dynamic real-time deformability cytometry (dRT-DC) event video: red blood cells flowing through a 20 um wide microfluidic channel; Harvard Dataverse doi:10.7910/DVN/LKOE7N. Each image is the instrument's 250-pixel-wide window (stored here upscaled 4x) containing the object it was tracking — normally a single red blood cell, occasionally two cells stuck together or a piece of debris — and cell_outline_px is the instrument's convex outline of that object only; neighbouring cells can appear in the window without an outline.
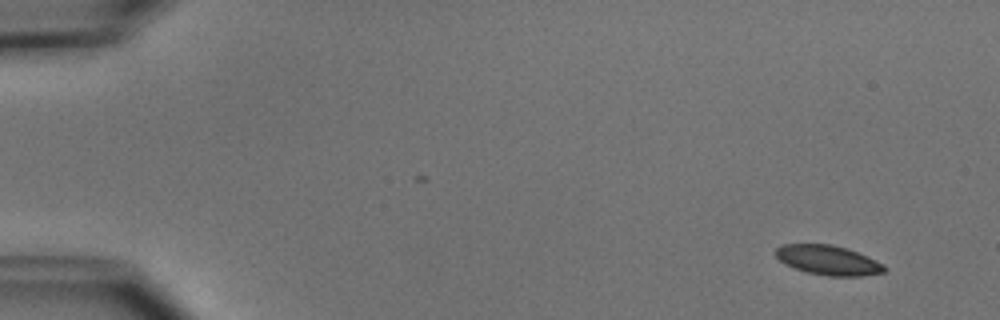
{"species": "common noctule bat (a hibernating species)", "species_latin": "Nyctalus noctula", "temperature_condition": "cold", "stored_images_in_passage": 5, "camera_frame_rate_fps": 3000, "um_per_image_px": 0.085, "animal": {"sex": "male", "body_mass_g": 15.6}, "frame": {"image": 1, "passage_image": 1, "time_ms": 0.0, "image_size_px": [1000, 320], "cell_outline_px": [[888, 268], [884, 272], [864, 276], [828, 276], [808, 272], [784, 264], [776, 256], [776, 248], [780, 244], [832, 244], [848, 248], [884, 264]], "centroid_in_image_um": [70.41, 22.11], "position_along_channel_um": 14.6, "area_um2": 18.79}}
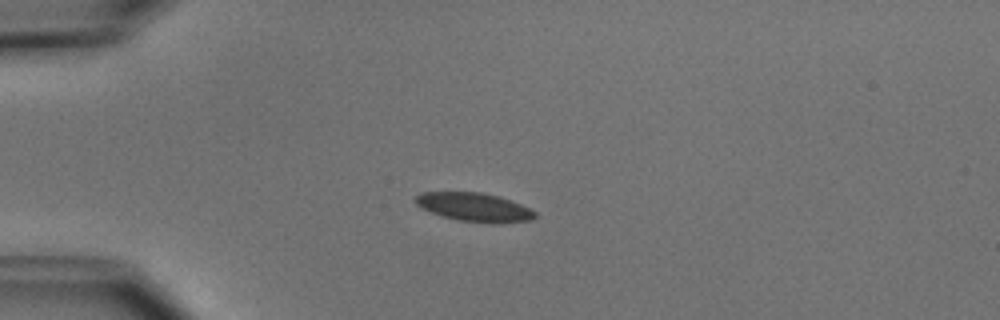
{"frame": {"image": 2, "passage_image": 4, "time_ms": 3.333, "image_size_px": [1000, 320], "cell_outline_px": [[536, 216], [532, 220], [496, 224], [460, 220], [440, 216], [420, 208], [416, 204], [416, 196], [420, 192], [480, 192], [496, 196], [520, 204], [536, 212]], "centroid_in_image_um": [40.29, 17.62], "position_along_channel_um": 44.7, "area_um2": 19.88}}